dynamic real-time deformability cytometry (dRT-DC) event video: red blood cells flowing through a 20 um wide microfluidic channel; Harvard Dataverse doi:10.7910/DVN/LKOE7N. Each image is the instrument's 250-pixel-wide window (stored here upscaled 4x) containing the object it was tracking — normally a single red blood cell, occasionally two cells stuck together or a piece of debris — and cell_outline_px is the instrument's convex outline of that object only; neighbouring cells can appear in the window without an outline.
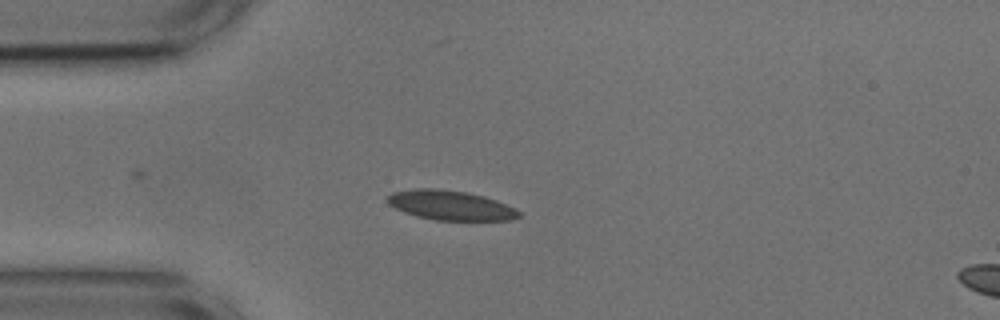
{"species": "common noctule bat (a hibernating species)", "species_latin": "Nyctalus noctula", "temperature_condition": "cold", "stored_images_in_passage": 16, "camera_frame_rate_fps": 3000, "um_per_image_px": 0.085, "animal": {"sex": "male", "body_mass_g": 17.9, "forearm_length_mm": 54.2}, "frame": {"image": 1, "passage_image": 1, "time_ms": 0.0, "image_size_px": [1000, 320], "cell_outline_px": [[520, 216], [512, 220], [436, 220], [416, 216], [404, 212], [388, 204], [388, 196], [392, 192], [416, 188], [432, 188], [464, 192], [484, 196], [496, 200], [516, 208], [520, 212]], "centroid_in_image_um": [38.3, 17.45], "position_along_channel_um": 46.7, "area_um2": 22.54}}